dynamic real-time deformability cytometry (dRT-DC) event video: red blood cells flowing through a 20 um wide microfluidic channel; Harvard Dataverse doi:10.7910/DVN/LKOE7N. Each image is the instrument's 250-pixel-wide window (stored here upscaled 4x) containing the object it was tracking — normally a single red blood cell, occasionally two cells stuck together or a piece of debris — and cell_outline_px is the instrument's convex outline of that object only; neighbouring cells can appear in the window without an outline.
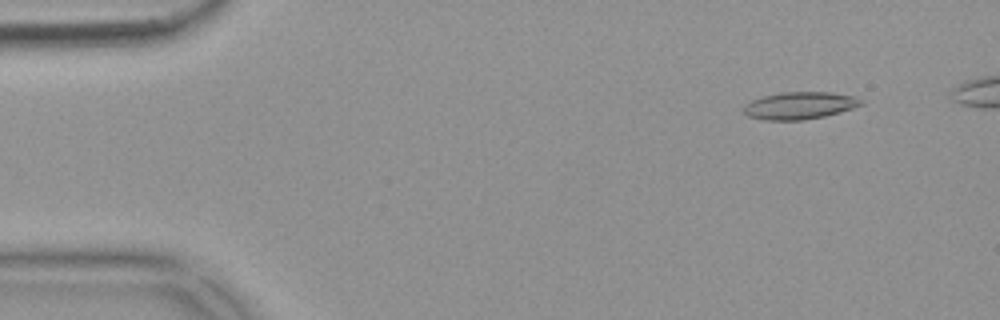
{"species": "common noctule bat (a hibernating species)", "species_latin": "Nyctalus noctula", "temperature_condition": "warm", "stored_images_in_passage": 50, "camera_frame_rate_fps": 3000, "um_per_image_px": 0.085, "animal": {"sex": "female", "body_mass_g": 18.4}, "frame": {"image": 1, "passage_image": 5, "time_ms": 1.333, "image_size_px": [1000, 320], "cell_outline_px": [[864, 104], [840, 112], [824, 116], [804, 120], [764, 120], [748, 116], [740, 108], [744, 104], [752, 100], [764, 96], [780, 92], [832, 92], [856, 96], [864, 100]], "centroid_in_image_um": [67.97, 8.96], "position_along_channel_um": 17.0, "area_um2": 18.9}}
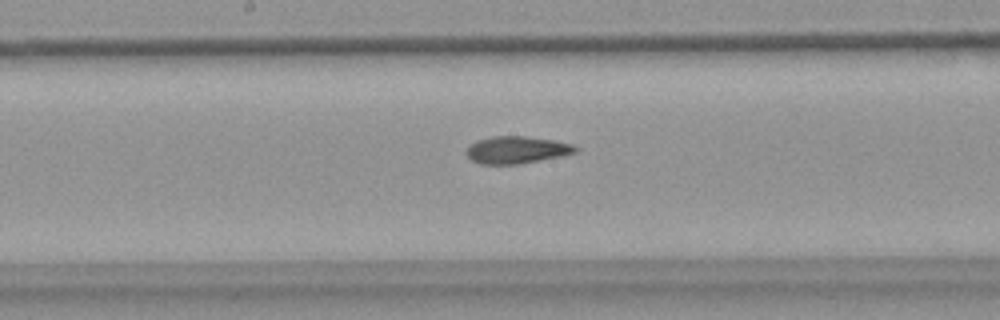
{"frame": {"image": 2, "passage_image": 28, "time_ms": 9.0, "image_size_px": [1000, 320], "cell_outline_px": [[580, 148], [576, 152], [564, 156], [520, 164], [480, 164], [472, 160], [464, 152], [476, 140], [492, 136], [524, 136], [552, 140], [572, 144]], "centroid_in_image_um": [43.94, 12.75], "position_along_channel_um": 204.3, "area_um2": 17.4}}
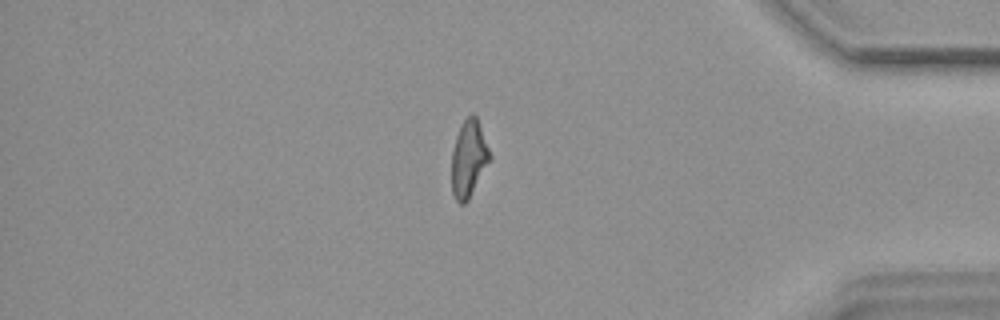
{"frame": {"image": 3, "passage_image": 46, "time_ms": 15.0, "image_size_px": [1000, 320], "cell_outline_px": [[492, 156], [468, 200], [464, 204], [460, 204], [456, 200], [452, 192], [452, 152], [456, 136], [460, 124], [472, 112], [476, 116]], "centroid_in_image_um": [39.83, 13.47], "position_along_channel_um": 395.4, "area_um2": 16.94}, "authors_computed_cell_mechanics": {"area_um2": 17.5712, "velocity_mm_per_s": 3.6986, "shape_relaxation_time_tau1_ms": null, "shape_relaxation_time_tau2_ms": 4.6891, "deformation_change_tau1": null, "deformation_change_tau2": 0.1316}}